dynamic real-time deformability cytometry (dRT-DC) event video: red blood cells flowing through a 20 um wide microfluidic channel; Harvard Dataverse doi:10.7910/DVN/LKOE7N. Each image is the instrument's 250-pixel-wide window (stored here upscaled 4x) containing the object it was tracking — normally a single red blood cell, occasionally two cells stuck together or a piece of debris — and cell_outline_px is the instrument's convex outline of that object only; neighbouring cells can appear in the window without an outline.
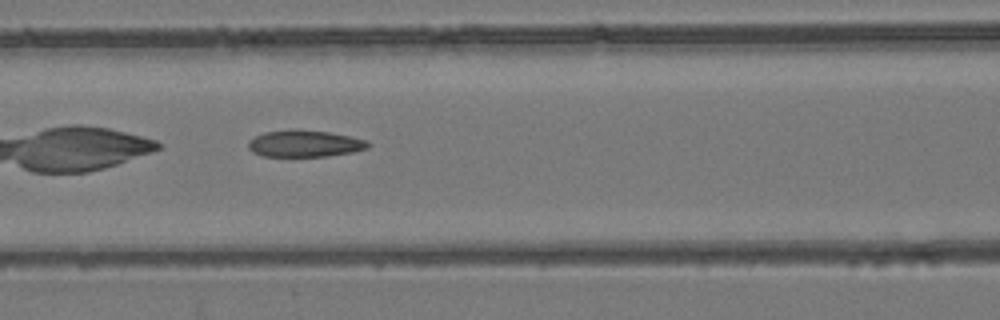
{"species": "common noctule bat (a hibernating species)", "species_latin": "Nyctalus noctula", "temperature_condition": "room temperature", "stored_images_in_passage": 35, "camera_frame_rate_fps": 3000, "um_per_image_px": 0.085, "animal": {"sex": "female", "body_mass_g": 24.6, "forearm_length_mm": 56.2}, "frame": {"image": 1, "passage_image": 6, "time_ms": 1.667, "image_size_px": [1000, 320], "cell_outline_px": [[368, 148], [352, 152], [324, 156], [260, 156], [252, 152], [248, 148], [248, 140], [264, 132], [292, 128], [328, 132], [368, 140]], "centroid_in_image_um": [25.84, 12.19], "position_along_channel_um": 140.8, "area_um2": 18.73}}
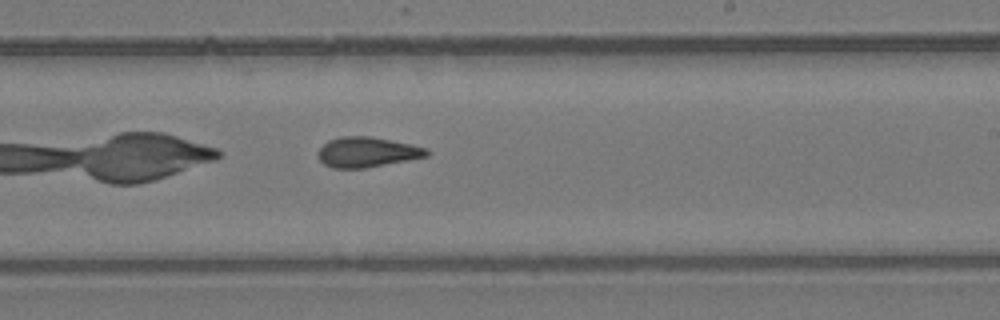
{"frame": {"image": 2, "passage_image": 15, "time_ms": 4.667, "image_size_px": [1000, 320], "cell_outline_px": [[432, 152], [428, 156], [408, 160], [364, 168], [332, 168], [324, 164], [320, 160], [320, 148], [328, 140], [340, 136], [368, 136], [428, 148]], "centroid_in_image_um": [31.22, 12.93], "position_along_channel_um": 257.8, "area_um2": 18.84}}
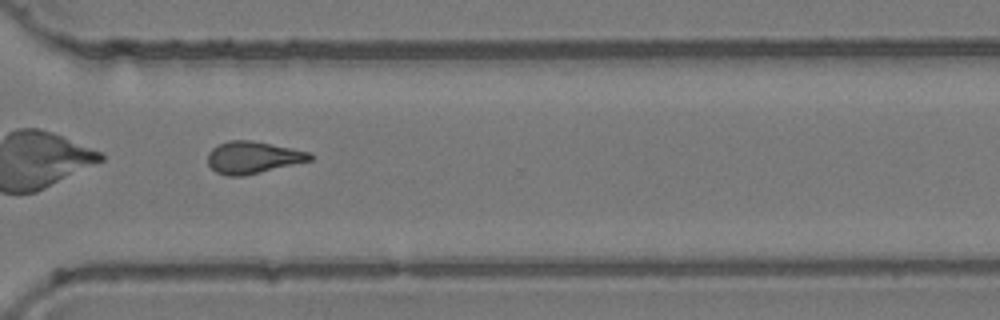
{"frame": {"image": 3, "passage_image": 22, "time_ms": 7.0, "image_size_px": [1000, 320], "cell_outline_px": [[316, 156], [312, 160], [244, 176], [228, 176], [216, 172], [208, 164], [208, 152], [212, 148], [228, 140], [252, 140], [312, 152]], "centroid_in_image_um": [21.53, 13.38], "position_along_channel_um": 349.1, "area_um2": 19.25}}